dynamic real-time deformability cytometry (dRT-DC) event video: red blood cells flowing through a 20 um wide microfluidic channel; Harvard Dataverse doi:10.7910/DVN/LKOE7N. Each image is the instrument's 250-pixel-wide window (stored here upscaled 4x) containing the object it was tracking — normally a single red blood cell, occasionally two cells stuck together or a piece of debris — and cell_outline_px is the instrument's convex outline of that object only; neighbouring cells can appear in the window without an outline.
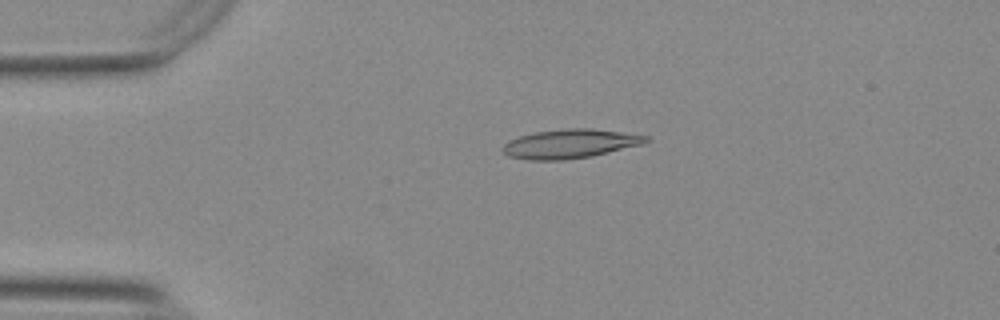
{"species": "Egyptian fruit bat (a non-hibernating species)", "species_latin": "Rousettus aegyptiacus", "temperature_condition": "warm", "stored_images_in_passage": 54, "camera_frame_rate_fps": 3000, "um_per_image_px": 0.085, "animal": {"sex": "female"}, "frame": {"image": 1, "passage_image": 12, "time_ms": 3.667, "image_size_px": [1000, 320], "cell_outline_px": [[652, 140], [640, 144], [588, 156], [560, 160], [532, 160], [508, 156], [504, 152], [504, 144], [520, 136], [536, 132], [564, 128], [592, 128], [648, 136]], "centroid_in_image_um": [48.44, 12.2], "position_along_channel_um": 36.6, "area_um2": 23.58}}
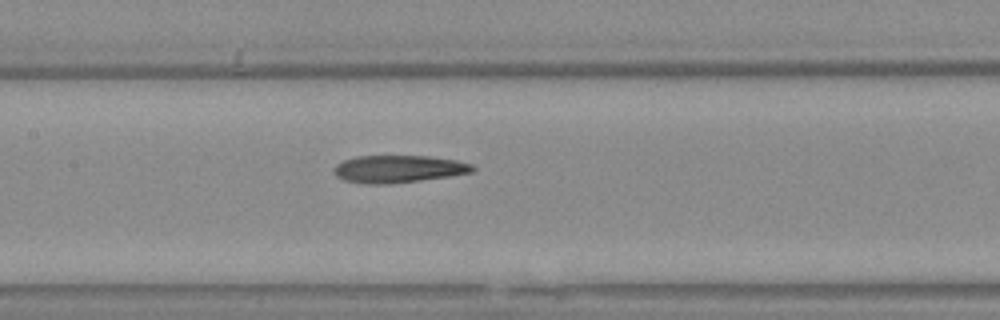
{"frame": {"image": 2, "passage_image": 26, "time_ms": 8.333, "image_size_px": [1000, 320], "cell_outline_px": [[476, 168], [472, 172], [448, 176], [420, 180], [388, 184], [364, 184], [344, 180], [336, 176], [336, 164], [344, 160], [356, 156], [428, 156], [456, 160], [472, 164]], "centroid_in_image_um": [33.87, 14.36], "position_along_channel_um": 173.5, "area_um2": 21.96}}
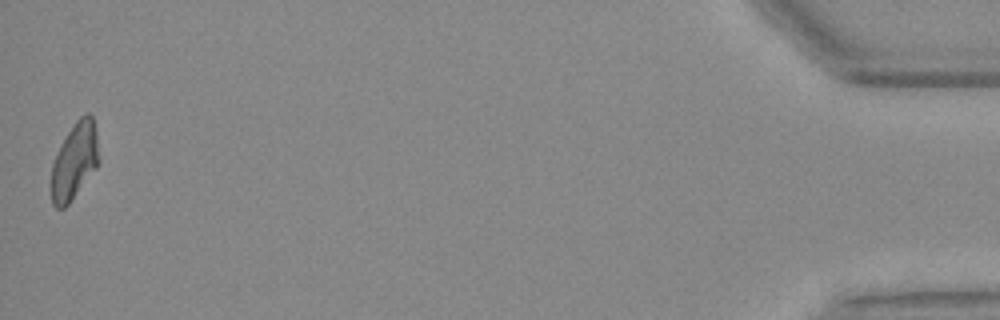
{"frame": {"image": 3, "passage_image": 54, "time_ms": 17.667, "image_size_px": [1000, 320], "cell_outline_px": [[100, 160], [96, 168], [68, 204], [64, 208], [56, 208], [52, 204], [52, 164], [56, 152], [68, 132], [76, 120], [84, 112], [88, 112], [92, 116], [96, 132]], "centroid_in_image_um": [6.35, 13.66], "position_along_channel_um": 428.9, "area_um2": 21.1}, "authors_computed_cell_mechanics": {"area_um2": 22.542, "velocity_mm_per_s": 3.7544, "shape_relaxation_time_tau1_ms": null, "shape_relaxation_time_tau2_ms": 5.7118, "deformation_change_tau1": null, "deformation_change_tau2": 0.1631}}